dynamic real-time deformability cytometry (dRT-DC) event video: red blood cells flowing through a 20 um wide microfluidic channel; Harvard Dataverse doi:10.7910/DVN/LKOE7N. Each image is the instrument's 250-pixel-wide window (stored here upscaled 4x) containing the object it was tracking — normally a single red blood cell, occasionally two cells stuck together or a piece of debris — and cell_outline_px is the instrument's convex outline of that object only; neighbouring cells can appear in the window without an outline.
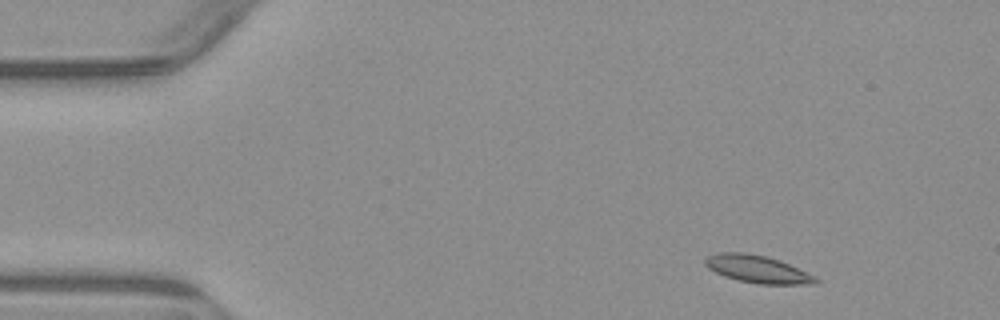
{"species": "common noctule bat (a hibernating species)", "species_latin": "Nyctalus noctula", "temperature_condition": "warm", "stored_images_in_passage": 5, "camera_frame_rate_fps": 3000, "um_per_image_px": 0.085, "animal": {"sex": "male", "body_mass_g": 23.1, "forearm_length_mm": 52.7}, "frame": {"image": 1, "passage_image": 1, "time_ms": 0.0, "image_size_px": [1000, 320], "cell_outline_px": [[820, 280], [816, 284], [760, 284], [740, 280], [724, 276], [708, 268], [704, 264], [704, 256], [720, 252], [744, 252], [764, 256], [780, 260], [816, 276]], "centroid_in_image_um": [64.38, 22.87], "position_along_channel_um": 20.6, "area_um2": 17.74}}
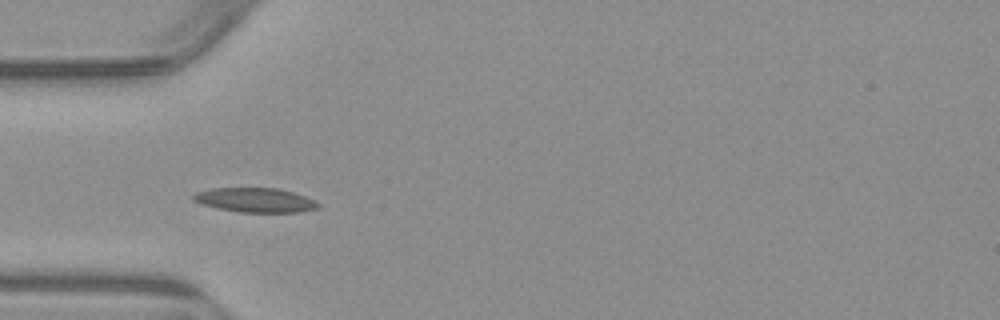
{"frame": {"image": 2, "passage_image": 4, "time_ms": 3.333, "image_size_px": [1000, 320], "cell_outline_px": [[320, 204], [316, 208], [300, 212], [240, 212], [216, 208], [200, 204], [192, 200], [188, 196], [196, 192], [208, 188], [276, 188], [292, 192], [316, 200]], "centroid_in_image_um": [21.61, 17.0], "position_along_channel_um": 63.4, "area_um2": 17.92}}
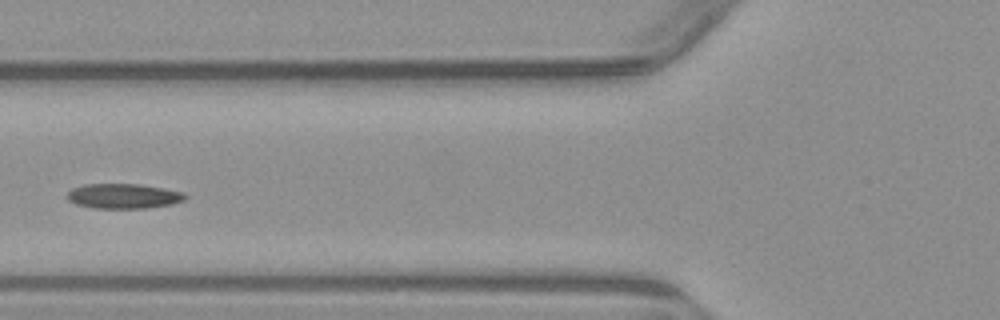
{"frame": {"image": 3, "passage_image": 5, "time_ms": 4.667, "image_size_px": [1000, 320], "cell_outline_px": [[188, 196], [184, 200], [172, 204], [148, 208], [92, 208], [76, 204], [68, 200], [64, 196], [72, 188], [84, 184], [140, 184], [164, 188], [184, 192]], "centroid_in_image_um": [10.48, 16.66], "position_along_channel_um": 115.3, "area_um2": 17.34}}